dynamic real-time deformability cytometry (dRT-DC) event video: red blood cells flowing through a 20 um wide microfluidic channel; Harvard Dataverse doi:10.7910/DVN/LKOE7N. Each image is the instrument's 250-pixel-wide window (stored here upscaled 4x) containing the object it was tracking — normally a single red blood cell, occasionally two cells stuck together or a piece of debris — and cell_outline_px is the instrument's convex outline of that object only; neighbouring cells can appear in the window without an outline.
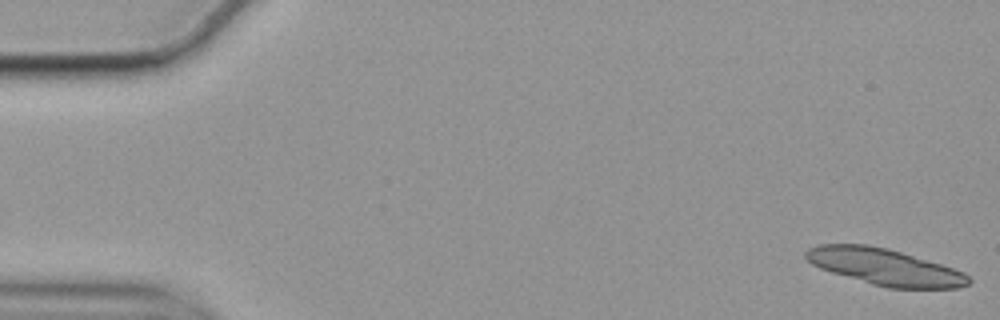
{"species": "common noctule bat (a hibernating species)", "species_latin": "Nyctalus noctula", "temperature_condition": "cold", "stored_images_in_passage": 16, "camera_frame_rate_fps": 3000, "um_per_image_px": 0.085, "animal": {"sex": "female", "body_mass_g": 19.9}, "frame": {"image": 1, "passage_image": 1, "time_ms": 0.0, "image_size_px": [1000, 320], "cell_outline_px": [[972, 280], [968, 284], [960, 288], [888, 288], [872, 284], [832, 272], [820, 268], [812, 264], [804, 256], [804, 252], [808, 248], [816, 244], [868, 244], [888, 248], [940, 264], [964, 272]], "centroid_in_image_um": [75.18, 22.68], "position_along_channel_um": 9.8, "area_um2": 34.45}}